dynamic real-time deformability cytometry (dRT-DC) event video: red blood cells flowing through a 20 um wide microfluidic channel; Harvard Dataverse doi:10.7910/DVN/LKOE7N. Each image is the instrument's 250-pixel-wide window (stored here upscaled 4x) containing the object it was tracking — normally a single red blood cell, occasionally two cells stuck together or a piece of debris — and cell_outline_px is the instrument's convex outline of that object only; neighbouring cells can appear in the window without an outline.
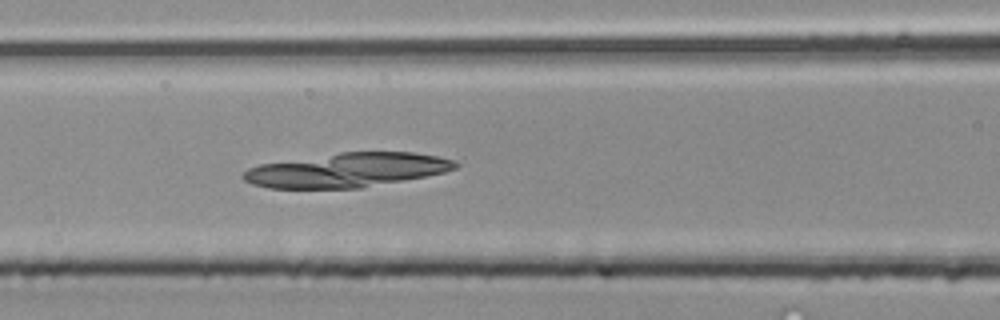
{"species": "common noctule bat (a hibernating species)", "species_latin": "Nyctalus noctula", "temperature_condition": "room temperature", "stored_images_in_passage": 32, "camera_frame_rate_fps": 3000, "um_per_image_px": 0.085, "animal": {"sex": "male", "body_mass_g": 20.4}, "frame": {"image": 1, "passage_image": 6, "time_ms": 1.667, "image_size_px": [1000, 320], "cell_outline_px": [[460, 164], [456, 168], [444, 172], [424, 176], [360, 188], [268, 188], [252, 184], [244, 180], [240, 176], [248, 168], [260, 164], [340, 152], [412, 152], [436, 156], [456, 160]], "centroid_in_image_um": [29.47, 14.45], "position_along_channel_um": 137.1, "area_um2": 42.02}}
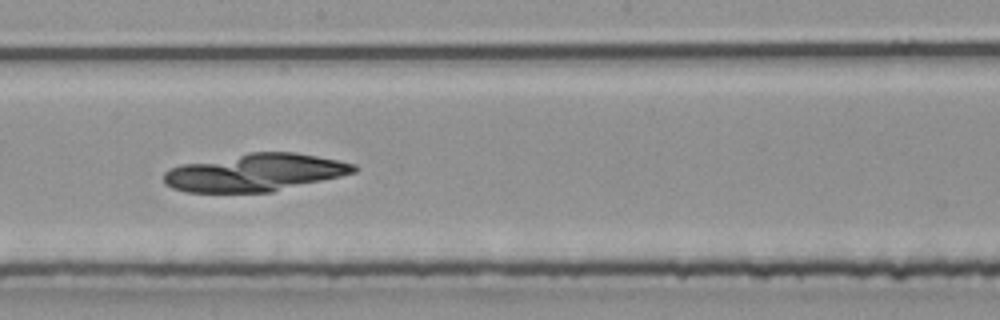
{"frame": {"image": 2, "passage_image": 12, "time_ms": 3.667, "image_size_px": [1000, 320], "cell_outline_px": [[356, 172], [340, 176], [272, 192], [188, 192], [172, 188], [164, 184], [164, 172], [168, 168], [180, 164], [248, 152], [296, 152], [356, 164]], "centroid_in_image_um": [21.62, 14.66], "position_along_channel_um": 226.6, "area_um2": 41.62}}
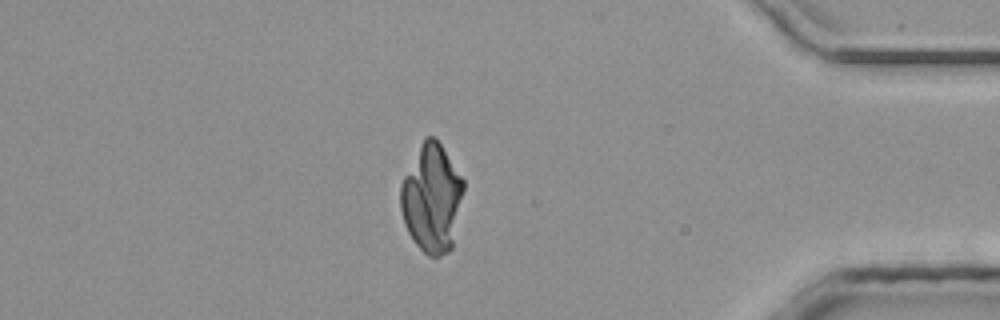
{"frame": {"image": 3, "passage_image": 26, "time_ms": 8.333, "image_size_px": [1000, 320], "cell_outline_px": [[464, 192], [452, 248], [448, 252], [440, 256], [428, 256], [416, 244], [408, 232], [404, 224], [400, 208], [400, 184], [424, 136], [432, 136], [440, 144], [464, 180]], "centroid_in_image_um": [36.7, 16.87], "position_along_channel_um": 398.5, "area_um2": 39.65}}